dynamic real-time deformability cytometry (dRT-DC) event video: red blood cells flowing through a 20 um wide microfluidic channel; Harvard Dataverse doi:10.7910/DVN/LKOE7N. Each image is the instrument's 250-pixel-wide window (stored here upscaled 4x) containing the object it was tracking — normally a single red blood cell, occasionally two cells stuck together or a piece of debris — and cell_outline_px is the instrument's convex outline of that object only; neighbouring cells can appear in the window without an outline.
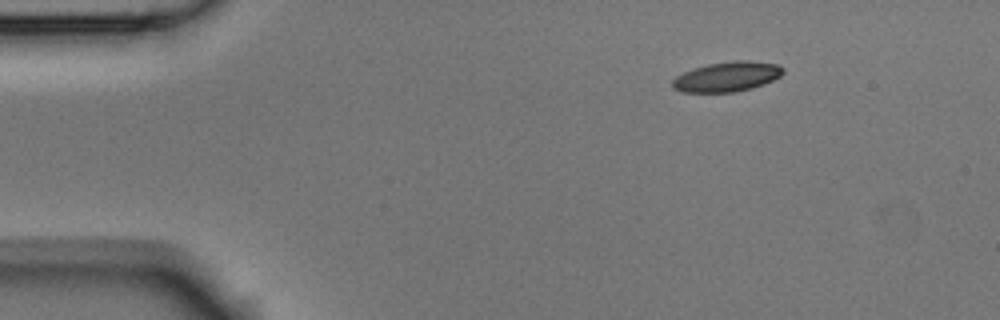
{"species": "Egyptian fruit bat (a non-hibernating species)", "species_latin": "Rousettus aegyptiacus", "temperature_condition": "room temperature", "stored_images_in_passage": 7, "camera_frame_rate_fps": 3000, "um_per_image_px": 0.085, "animal": {"sex": "male"}, "frame": {"image": 1, "passage_image": 1, "time_ms": 0.0, "image_size_px": [1000, 320], "cell_outline_px": [[784, 72], [780, 76], [764, 84], [752, 88], [732, 92], [680, 92], [672, 88], [672, 80], [676, 76], [692, 68], [708, 64], [736, 60], [748, 60], [776, 64], [784, 68]], "centroid_in_image_um": [61.77, 6.52], "position_along_channel_um": 23.2, "area_um2": 19.31}}
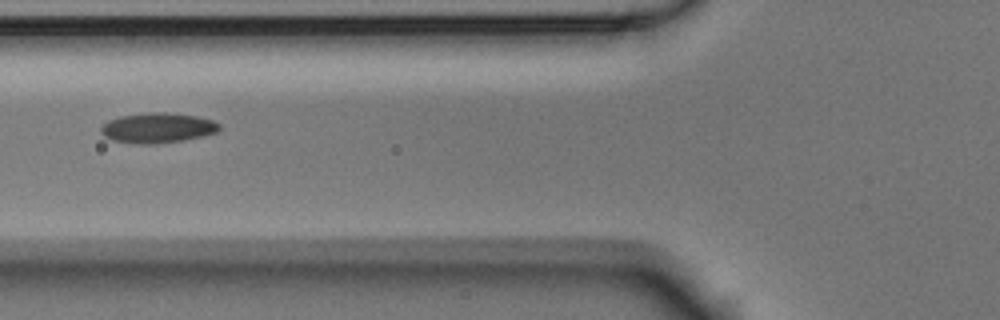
{"frame": {"image": 2, "passage_image": 4, "time_ms": 1.0, "image_size_px": [1000, 320], "cell_outline_px": [[220, 128], [216, 132], [204, 136], [184, 140], [156, 144], [136, 144], [112, 140], [104, 136], [100, 132], [100, 128], [108, 120], [120, 116], [148, 112], [164, 112], [196, 116], [212, 120], [220, 124]], "centroid_in_image_um": [13.38, 10.87], "position_along_channel_um": 112.4, "area_um2": 20.87}}
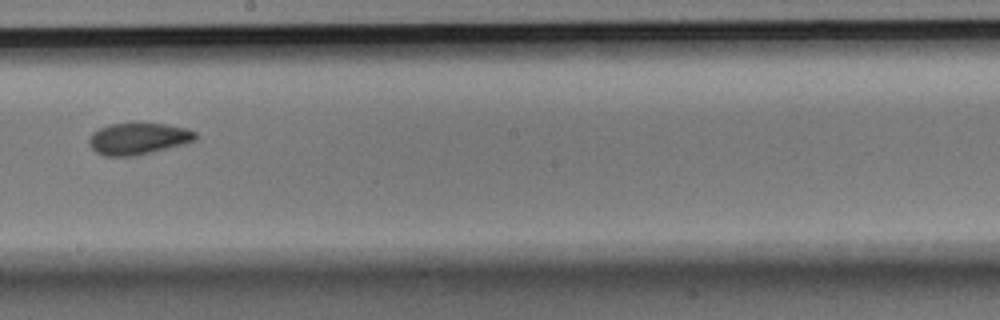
{"frame": {"image": 3, "passage_image": 7, "time_ms": 2.0, "image_size_px": [1000, 320], "cell_outline_px": [[200, 136], [196, 140], [184, 144], [136, 156], [104, 156], [96, 152], [88, 144], [88, 140], [92, 132], [100, 128], [112, 124], [164, 124], [188, 128], [196, 132]], "centroid_in_image_um": [11.78, 11.8], "position_along_channel_um": 236.4, "area_um2": 19.65}}